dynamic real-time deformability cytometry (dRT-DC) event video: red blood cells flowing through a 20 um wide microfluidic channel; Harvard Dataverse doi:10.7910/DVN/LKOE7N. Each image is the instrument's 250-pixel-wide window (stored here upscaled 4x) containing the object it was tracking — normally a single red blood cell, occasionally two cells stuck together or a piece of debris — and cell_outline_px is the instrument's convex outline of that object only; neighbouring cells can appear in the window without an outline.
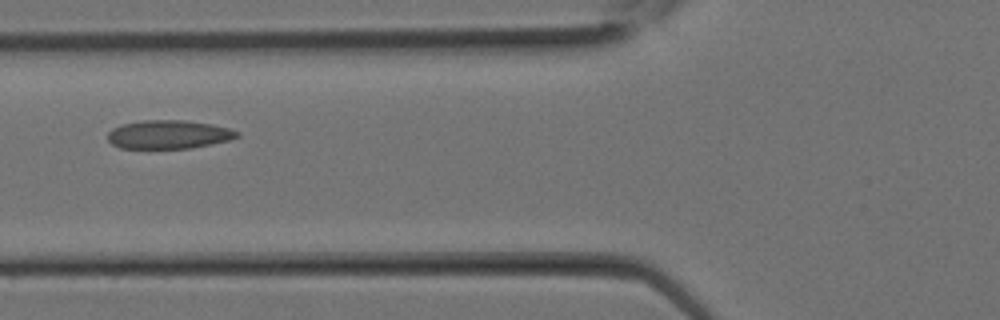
{"species": "Egyptian fruit bat (a non-hibernating species)", "species_latin": "Rousettus aegyptiacus", "temperature_condition": "room temperature", "stored_images_in_passage": 10, "camera_frame_rate_fps": 3000, "um_per_image_px": 0.085, "animal": {"sex": "female"}, "frame": {"image": 1, "passage_image": 9, "time_ms": 2.667, "image_size_px": [1000, 320], "cell_outline_px": [[240, 136], [228, 140], [192, 148], [120, 148], [112, 144], [108, 140], [108, 132], [112, 128], [124, 124], [144, 120], [184, 120], [212, 124], [228, 128], [240, 132]], "centroid_in_image_um": [14.34, 11.43], "position_along_channel_um": 111.5, "area_um2": 21.44}}